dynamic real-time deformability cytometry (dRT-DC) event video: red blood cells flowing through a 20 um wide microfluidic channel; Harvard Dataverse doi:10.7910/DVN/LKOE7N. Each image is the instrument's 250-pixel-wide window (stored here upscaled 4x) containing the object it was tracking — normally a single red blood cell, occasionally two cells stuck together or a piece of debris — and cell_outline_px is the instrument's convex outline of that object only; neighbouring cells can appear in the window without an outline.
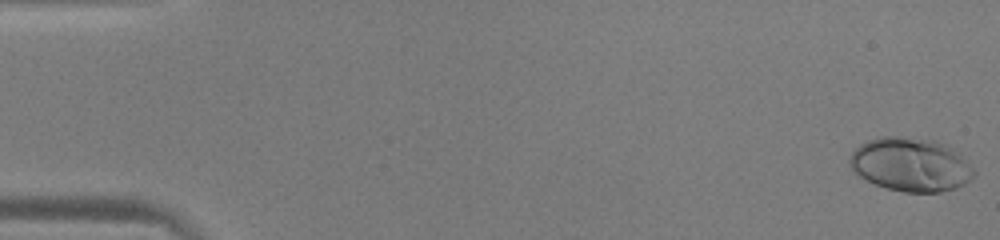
{"species": "human", "species_latin": "Homo sapiens", "temperature_condition": "warm", "stored_images_in_passage": 52, "camera_frame_rate_fps": 3000, "um_per_image_px": 0.085, "donor": {"sex": "male"}, "frame": {"image": 1, "passage_image": 1, "time_ms": 0.0, "image_size_px": [1000, 240], "cell_outline_px": [[976, 176], [964, 184], [956, 188], [940, 192], [904, 192], [888, 188], [876, 184], [852, 172], [848, 164], [848, 160], [852, 152], [860, 144], [868, 140], [880, 136], [900, 136], [924, 140], [944, 144], [952, 148], [976, 172]], "centroid_in_image_um": [77.36, 14.0], "position_along_channel_um": 7.6, "area_um2": 38.55}}
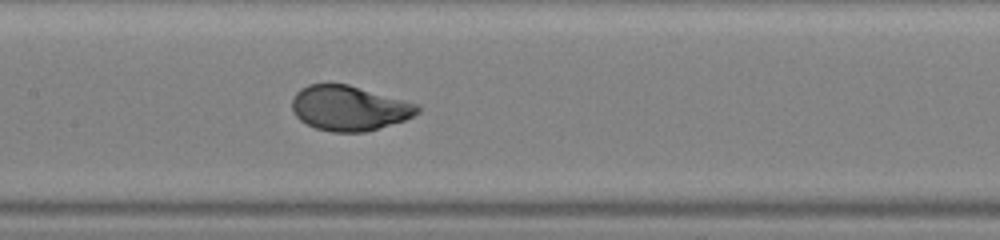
{"frame": {"image": 2, "passage_image": 26, "time_ms": 8.333, "image_size_px": [1000, 240], "cell_outline_px": [[420, 112], [404, 120], [364, 132], [332, 132], [316, 128], [300, 120], [292, 112], [292, 100], [296, 92], [300, 88], [308, 84], [348, 84], [420, 104]], "centroid_in_image_um": [29.68, 9.18], "position_along_channel_um": 177.7, "area_um2": 32.89}}
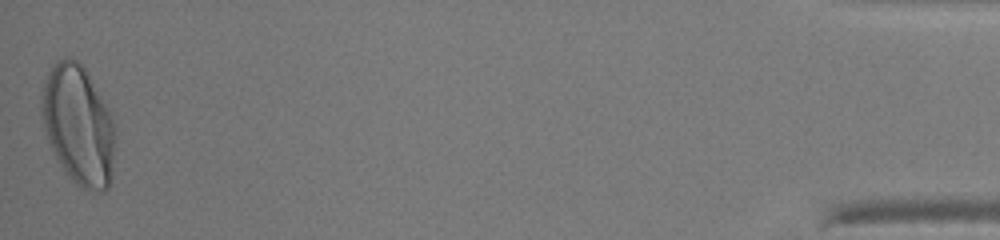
{"frame": {"image": 3, "passage_image": 52, "time_ms": 17.0, "image_size_px": [1000, 240], "cell_outline_px": [[112, 176], [108, 188], [80, 188], [72, 180], [60, 164], [48, 140], [40, 116], [40, 96], [48, 72], [56, 60], [68, 56], [72, 56], [84, 68], [108, 108], [112, 120]], "centroid_in_image_um": [6.59, 10.56], "position_along_channel_um": 428.6, "area_um2": 50.17}, "authors_computed_cell_mechanics": {"area_um2": 33.8708, "velocity_mm_per_s": 3.9754, "shape_relaxation_time_tau1_ms": 2.3352, "shape_relaxation_time_tau2_ms": null, "deformation_change_tau1": 0.1713, "deformation_change_tau2": null}}